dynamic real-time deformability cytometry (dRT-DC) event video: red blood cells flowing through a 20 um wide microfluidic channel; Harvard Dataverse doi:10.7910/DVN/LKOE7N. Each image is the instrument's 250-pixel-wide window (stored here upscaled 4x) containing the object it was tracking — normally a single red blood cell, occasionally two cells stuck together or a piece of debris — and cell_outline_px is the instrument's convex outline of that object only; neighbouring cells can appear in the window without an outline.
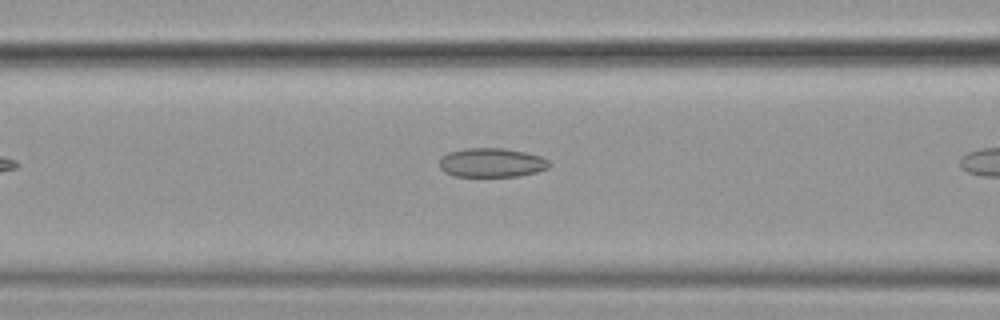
{"species": "common noctule bat (a hibernating species)", "species_latin": "Nyctalus noctula", "temperature_condition": "cold", "stored_images_in_passage": 9, "camera_frame_rate_fps": 3000, "um_per_image_px": 0.085, "animal": {"sex": "female", "body_mass_g": 19.9}, "frame": {"image": 1, "passage_image": 8, "time_ms": 2.333, "image_size_px": [1000, 320], "cell_outline_px": [[548, 168], [536, 172], [520, 176], [452, 176], [444, 172], [440, 168], [440, 156], [448, 152], [464, 148], [504, 148], [524, 152], [540, 156], [548, 160]], "centroid_in_image_um": [41.74, 13.82], "position_along_channel_um": 124.9, "area_um2": 18.67}}